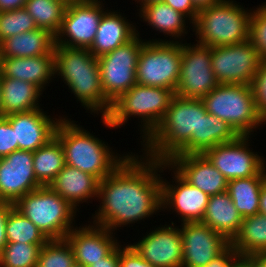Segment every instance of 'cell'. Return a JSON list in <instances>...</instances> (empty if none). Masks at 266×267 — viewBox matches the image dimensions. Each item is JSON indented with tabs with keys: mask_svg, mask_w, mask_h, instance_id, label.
Listing matches in <instances>:
<instances>
[{
	"mask_svg": "<svg viewBox=\"0 0 266 267\" xmlns=\"http://www.w3.org/2000/svg\"><path fill=\"white\" fill-rule=\"evenodd\" d=\"M171 221V225L160 224L138 242L130 245L154 267H182L181 230Z\"/></svg>",
	"mask_w": 266,
	"mask_h": 267,
	"instance_id": "ac0fdd59",
	"label": "cell"
},
{
	"mask_svg": "<svg viewBox=\"0 0 266 267\" xmlns=\"http://www.w3.org/2000/svg\"><path fill=\"white\" fill-rule=\"evenodd\" d=\"M1 116L36 110L43 92L32 83L0 77ZM40 98V99H39Z\"/></svg>",
	"mask_w": 266,
	"mask_h": 267,
	"instance_id": "4316f807",
	"label": "cell"
},
{
	"mask_svg": "<svg viewBox=\"0 0 266 267\" xmlns=\"http://www.w3.org/2000/svg\"><path fill=\"white\" fill-rule=\"evenodd\" d=\"M58 1L64 2L66 5L73 2V0H58Z\"/></svg>",
	"mask_w": 266,
	"mask_h": 267,
	"instance_id": "db71d44e",
	"label": "cell"
},
{
	"mask_svg": "<svg viewBox=\"0 0 266 267\" xmlns=\"http://www.w3.org/2000/svg\"><path fill=\"white\" fill-rule=\"evenodd\" d=\"M0 117H1V88H0Z\"/></svg>",
	"mask_w": 266,
	"mask_h": 267,
	"instance_id": "11a10c76",
	"label": "cell"
},
{
	"mask_svg": "<svg viewBox=\"0 0 266 267\" xmlns=\"http://www.w3.org/2000/svg\"><path fill=\"white\" fill-rule=\"evenodd\" d=\"M239 135L225 121L207 113H199L198 154L223 143L234 141Z\"/></svg>",
	"mask_w": 266,
	"mask_h": 267,
	"instance_id": "1f68e13d",
	"label": "cell"
},
{
	"mask_svg": "<svg viewBox=\"0 0 266 267\" xmlns=\"http://www.w3.org/2000/svg\"><path fill=\"white\" fill-rule=\"evenodd\" d=\"M14 207L32 221L48 240L65 238L76 224L77 210L49 186L27 193Z\"/></svg>",
	"mask_w": 266,
	"mask_h": 267,
	"instance_id": "ba28073f",
	"label": "cell"
},
{
	"mask_svg": "<svg viewBox=\"0 0 266 267\" xmlns=\"http://www.w3.org/2000/svg\"><path fill=\"white\" fill-rule=\"evenodd\" d=\"M130 153L100 181L96 199L100 206L92 214L93 224L113 233L161 212L160 173L166 170V162Z\"/></svg>",
	"mask_w": 266,
	"mask_h": 267,
	"instance_id": "6da1fadb",
	"label": "cell"
},
{
	"mask_svg": "<svg viewBox=\"0 0 266 267\" xmlns=\"http://www.w3.org/2000/svg\"><path fill=\"white\" fill-rule=\"evenodd\" d=\"M174 95L171 89L136 83L112 102L109 113L101 117V122L108 128L118 129L130 117L138 118V121L140 118V139L144 142L159 126Z\"/></svg>",
	"mask_w": 266,
	"mask_h": 267,
	"instance_id": "5b68a950",
	"label": "cell"
},
{
	"mask_svg": "<svg viewBox=\"0 0 266 267\" xmlns=\"http://www.w3.org/2000/svg\"><path fill=\"white\" fill-rule=\"evenodd\" d=\"M54 65L55 76L63 80L85 110L101 117L109 113L112 103L104 95L99 63L89 49L55 45Z\"/></svg>",
	"mask_w": 266,
	"mask_h": 267,
	"instance_id": "3957f363",
	"label": "cell"
},
{
	"mask_svg": "<svg viewBox=\"0 0 266 267\" xmlns=\"http://www.w3.org/2000/svg\"><path fill=\"white\" fill-rule=\"evenodd\" d=\"M182 236V267H205L225 251L231 242L202 222L180 225Z\"/></svg>",
	"mask_w": 266,
	"mask_h": 267,
	"instance_id": "2e32d148",
	"label": "cell"
},
{
	"mask_svg": "<svg viewBox=\"0 0 266 267\" xmlns=\"http://www.w3.org/2000/svg\"><path fill=\"white\" fill-rule=\"evenodd\" d=\"M66 7L64 2L58 0H27L24 8L38 28L55 36L60 30Z\"/></svg>",
	"mask_w": 266,
	"mask_h": 267,
	"instance_id": "d6a6232c",
	"label": "cell"
},
{
	"mask_svg": "<svg viewBox=\"0 0 266 267\" xmlns=\"http://www.w3.org/2000/svg\"><path fill=\"white\" fill-rule=\"evenodd\" d=\"M119 10H107L103 13L94 41L89 48L96 58L105 55L117 47L132 40L138 32L135 24H131L127 17ZM137 29V30H136Z\"/></svg>",
	"mask_w": 266,
	"mask_h": 267,
	"instance_id": "cb8c5ba5",
	"label": "cell"
},
{
	"mask_svg": "<svg viewBox=\"0 0 266 267\" xmlns=\"http://www.w3.org/2000/svg\"><path fill=\"white\" fill-rule=\"evenodd\" d=\"M73 262V249L66 238L51 239L41 248L37 267H70Z\"/></svg>",
	"mask_w": 266,
	"mask_h": 267,
	"instance_id": "d590c367",
	"label": "cell"
},
{
	"mask_svg": "<svg viewBox=\"0 0 266 267\" xmlns=\"http://www.w3.org/2000/svg\"><path fill=\"white\" fill-rule=\"evenodd\" d=\"M89 267H120L119 244L104 258Z\"/></svg>",
	"mask_w": 266,
	"mask_h": 267,
	"instance_id": "f6af8a7d",
	"label": "cell"
},
{
	"mask_svg": "<svg viewBox=\"0 0 266 267\" xmlns=\"http://www.w3.org/2000/svg\"><path fill=\"white\" fill-rule=\"evenodd\" d=\"M252 10L249 40L256 48L261 61H266V2Z\"/></svg>",
	"mask_w": 266,
	"mask_h": 267,
	"instance_id": "74e56055",
	"label": "cell"
},
{
	"mask_svg": "<svg viewBox=\"0 0 266 267\" xmlns=\"http://www.w3.org/2000/svg\"><path fill=\"white\" fill-rule=\"evenodd\" d=\"M55 36L37 28L20 33L0 42V57H35L50 54L54 50Z\"/></svg>",
	"mask_w": 266,
	"mask_h": 267,
	"instance_id": "83f0119b",
	"label": "cell"
},
{
	"mask_svg": "<svg viewBox=\"0 0 266 267\" xmlns=\"http://www.w3.org/2000/svg\"><path fill=\"white\" fill-rule=\"evenodd\" d=\"M42 108L4 116L15 131L18 150L32 151L46 145L55 137V130L62 119L47 115Z\"/></svg>",
	"mask_w": 266,
	"mask_h": 267,
	"instance_id": "d6986e66",
	"label": "cell"
},
{
	"mask_svg": "<svg viewBox=\"0 0 266 267\" xmlns=\"http://www.w3.org/2000/svg\"><path fill=\"white\" fill-rule=\"evenodd\" d=\"M265 178L266 167L258 175L228 181L227 192L242 218L259 214L260 193Z\"/></svg>",
	"mask_w": 266,
	"mask_h": 267,
	"instance_id": "f1b7e54d",
	"label": "cell"
},
{
	"mask_svg": "<svg viewBox=\"0 0 266 267\" xmlns=\"http://www.w3.org/2000/svg\"><path fill=\"white\" fill-rule=\"evenodd\" d=\"M43 246L7 242L0 252V267H37V260Z\"/></svg>",
	"mask_w": 266,
	"mask_h": 267,
	"instance_id": "e575fe53",
	"label": "cell"
},
{
	"mask_svg": "<svg viewBox=\"0 0 266 267\" xmlns=\"http://www.w3.org/2000/svg\"><path fill=\"white\" fill-rule=\"evenodd\" d=\"M240 2L222 0L199 10L192 32L196 42L210 47H221L249 40L250 16L253 9L244 8Z\"/></svg>",
	"mask_w": 266,
	"mask_h": 267,
	"instance_id": "8992f818",
	"label": "cell"
},
{
	"mask_svg": "<svg viewBox=\"0 0 266 267\" xmlns=\"http://www.w3.org/2000/svg\"><path fill=\"white\" fill-rule=\"evenodd\" d=\"M74 227L67 235L74 253V262L89 267L106 257L119 243L115 233L107 228L92 224Z\"/></svg>",
	"mask_w": 266,
	"mask_h": 267,
	"instance_id": "ffe728a7",
	"label": "cell"
},
{
	"mask_svg": "<svg viewBox=\"0 0 266 267\" xmlns=\"http://www.w3.org/2000/svg\"><path fill=\"white\" fill-rule=\"evenodd\" d=\"M138 11L140 18L143 19L141 21L148 23L147 26L149 25L153 30L155 29V31H158V33H163V35L165 34V37L170 36V38H172L171 40L158 38L148 41L180 42L183 36L185 38V34L187 36L188 30L186 28L188 25L186 26V23L188 24L189 22L187 17L174 10L163 1L145 4L139 8Z\"/></svg>",
	"mask_w": 266,
	"mask_h": 267,
	"instance_id": "d4e9b609",
	"label": "cell"
},
{
	"mask_svg": "<svg viewBox=\"0 0 266 267\" xmlns=\"http://www.w3.org/2000/svg\"><path fill=\"white\" fill-rule=\"evenodd\" d=\"M123 245L119 243L120 267H154L146 262L129 243Z\"/></svg>",
	"mask_w": 266,
	"mask_h": 267,
	"instance_id": "60d3db41",
	"label": "cell"
},
{
	"mask_svg": "<svg viewBox=\"0 0 266 267\" xmlns=\"http://www.w3.org/2000/svg\"><path fill=\"white\" fill-rule=\"evenodd\" d=\"M99 183L97 177L65 165L49 187L79 212L81 203L98 197Z\"/></svg>",
	"mask_w": 266,
	"mask_h": 267,
	"instance_id": "603a6c76",
	"label": "cell"
},
{
	"mask_svg": "<svg viewBox=\"0 0 266 267\" xmlns=\"http://www.w3.org/2000/svg\"><path fill=\"white\" fill-rule=\"evenodd\" d=\"M239 256L236 250L230 245L225 251L211 260L205 267H230L233 261Z\"/></svg>",
	"mask_w": 266,
	"mask_h": 267,
	"instance_id": "7bdbcfd3",
	"label": "cell"
},
{
	"mask_svg": "<svg viewBox=\"0 0 266 267\" xmlns=\"http://www.w3.org/2000/svg\"><path fill=\"white\" fill-rule=\"evenodd\" d=\"M260 58L250 40L221 47H211V66L219 84L252 85Z\"/></svg>",
	"mask_w": 266,
	"mask_h": 267,
	"instance_id": "4fadbf2b",
	"label": "cell"
},
{
	"mask_svg": "<svg viewBox=\"0 0 266 267\" xmlns=\"http://www.w3.org/2000/svg\"><path fill=\"white\" fill-rule=\"evenodd\" d=\"M68 116L59 121L55 137L65 153V164L97 177L109 176L129 154L115 152L107 142L95 137ZM114 151V152H113ZM116 154V155H115Z\"/></svg>",
	"mask_w": 266,
	"mask_h": 267,
	"instance_id": "277c9868",
	"label": "cell"
},
{
	"mask_svg": "<svg viewBox=\"0 0 266 267\" xmlns=\"http://www.w3.org/2000/svg\"><path fill=\"white\" fill-rule=\"evenodd\" d=\"M73 1H92V0H73Z\"/></svg>",
	"mask_w": 266,
	"mask_h": 267,
	"instance_id": "9f6ffc18",
	"label": "cell"
},
{
	"mask_svg": "<svg viewBox=\"0 0 266 267\" xmlns=\"http://www.w3.org/2000/svg\"><path fill=\"white\" fill-rule=\"evenodd\" d=\"M168 163L187 182L209 196L227 191L228 180L203 154L175 155Z\"/></svg>",
	"mask_w": 266,
	"mask_h": 267,
	"instance_id": "44dd1931",
	"label": "cell"
},
{
	"mask_svg": "<svg viewBox=\"0 0 266 267\" xmlns=\"http://www.w3.org/2000/svg\"><path fill=\"white\" fill-rule=\"evenodd\" d=\"M0 77L23 80L42 92L55 77L54 50L35 57H0Z\"/></svg>",
	"mask_w": 266,
	"mask_h": 267,
	"instance_id": "7402d4cb",
	"label": "cell"
},
{
	"mask_svg": "<svg viewBox=\"0 0 266 267\" xmlns=\"http://www.w3.org/2000/svg\"><path fill=\"white\" fill-rule=\"evenodd\" d=\"M242 220L227 191L209 196L202 223L232 242L241 229Z\"/></svg>",
	"mask_w": 266,
	"mask_h": 267,
	"instance_id": "484cf974",
	"label": "cell"
},
{
	"mask_svg": "<svg viewBox=\"0 0 266 267\" xmlns=\"http://www.w3.org/2000/svg\"><path fill=\"white\" fill-rule=\"evenodd\" d=\"M70 267H84L83 265L73 262V264Z\"/></svg>",
	"mask_w": 266,
	"mask_h": 267,
	"instance_id": "f5cc1de1",
	"label": "cell"
},
{
	"mask_svg": "<svg viewBox=\"0 0 266 267\" xmlns=\"http://www.w3.org/2000/svg\"><path fill=\"white\" fill-rule=\"evenodd\" d=\"M199 113H207L201 99L175 94L159 126L141 143L140 152L162 162L175 155L198 154Z\"/></svg>",
	"mask_w": 266,
	"mask_h": 267,
	"instance_id": "7a4b0ae2",
	"label": "cell"
},
{
	"mask_svg": "<svg viewBox=\"0 0 266 267\" xmlns=\"http://www.w3.org/2000/svg\"><path fill=\"white\" fill-rule=\"evenodd\" d=\"M18 150L16 143L15 131L9 121L4 117H0V158H3L13 151Z\"/></svg>",
	"mask_w": 266,
	"mask_h": 267,
	"instance_id": "ab89813d",
	"label": "cell"
},
{
	"mask_svg": "<svg viewBox=\"0 0 266 267\" xmlns=\"http://www.w3.org/2000/svg\"><path fill=\"white\" fill-rule=\"evenodd\" d=\"M65 165L64 149L56 137L33 152L35 177L42 186H49Z\"/></svg>",
	"mask_w": 266,
	"mask_h": 267,
	"instance_id": "4dcf8cb0",
	"label": "cell"
},
{
	"mask_svg": "<svg viewBox=\"0 0 266 267\" xmlns=\"http://www.w3.org/2000/svg\"><path fill=\"white\" fill-rule=\"evenodd\" d=\"M5 232L7 242L45 245L48 241L38 227L14 206L8 212Z\"/></svg>",
	"mask_w": 266,
	"mask_h": 267,
	"instance_id": "836d02e7",
	"label": "cell"
},
{
	"mask_svg": "<svg viewBox=\"0 0 266 267\" xmlns=\"http://www.w3.org/2000/svg\"><path fill=\"white\" fill-rule=\"evenodd\" d=\"M164 3L171 6L174 10L185 15L191 26L196 21L199 10L193 5L191 0H163Z\"/></svg>",
	"mask_w": 266,
	"mask_h": 267,
	"instance_id": "b9f144b4",
	"label": "cell"
},
{
	"mask_svg": "<svg viewBox=\"0 0 266 267\" xmlns=\"http://www.w3.org/2000/svg\"><path fill=\"white\" fill-rule=\"evenodd\" d=\"M166 169L172 170L173 179L168 182L161 176V210L177 213L181 224L202 222L209 195L187 182L168 162Z\"/></svg>",
	"mask_w": 266,
	"mask_h": 267,
	"instance_id": "9a60e30c",
	"label": "cell"
},
{
	"mask_svg": "<svg viewBox=\"0 0 266 267\" xmlns=\"http://www.w3.org/2000/svg\"><path fill=\"white\" fill-rule=\"evenodd\" d=\"M251 263V267H266V254H250L245 256Z\"/></svg>",
	"mask_w": 266,
	"mask_h": 267,
	"instance_id": "7dc6e473",
	"label": "cell"
},
{
	"mask_svg": "<svg viewBox=\"0 0 266 267\" xmlns=\"http://www.w3.org/2000/svg\"><path fill=\"white\" fill-rule=\"evenodd\" d=\"M182 42L145 41L136 67L139 85L161 87L175 92L180 79Z\"/></svg>",
	"mask_w": 266,
	"mask_h": 267,
	"instance_id": "9c48e42d",
	"label": "cell"
},
{
	"mask_svg": "<svg viewBox=\"0 0 266 267\" xmlns=\"http://www.w3.org/2000/svg\"><path fill=\"white\" fill-rule=\"evenodd\" d=\"M135 2H137V4L139 3V7L141 8L143 5L145 4H149V3H152V2H161L163 0H134Z\"/></svg>",
	"mask_w": 266,
	"mask_h": 267,
	"instance_id": "816d5d0a",
	"label": "cell"
},
{
	"mask_svg": "<svg viewBox=\"0 0 266 267\" xmlns=\"http://www.w3.org/2000/svg\"><path fill=\"white\" fill-rule=\"evenodd\" d=\"M145 41L137 32L128 43L97 58L102 90L111 103L137 83L136 67Z\"/></svg>",
	"mask_w": 266,
	"mask_h": 267,
	"instance_id": "30bf717a",
	"label": "cell"
},
{
	"mask_svg": "<svg viewBox=\"0 0 266 267\" xmlns=\"http://www.w3.org/2000/svg\"><path fill=\"white\" fill-rule=\"evenodd\" d=\"M102 0L73 1L68 4L55 45L89 49L94 41L99 21L107 10ZM105 8V9H104Z\"/></svg>",
	"mask_w": 266,
	"mask_h": 267,
	"instance_id": "7c38bea8",
	"label": "cell"
},
{
	"mask_svg": "<svg viewBox=\"0 0 266 267\" xmlns=\"http://www.w3.org/2000/svg\"><path fill=\"white\" fill-rule=\"evenodd\" d=\"M39 187L42 185L35 177L32 151L17 150L0 158V202L15 204Z\"/></svg>",
	"mask_w": 266,
	"mask_h": 267,
	"instance_id": "e0dca14e",
	"label": "cell"
},
{
	"mask_svg": "<svg viewBox=\"0 0 266 267\" xmlns=\"http://www.w3.org/2000/svg\"><path fill=\"white\" fill-rule=\"evenodd\" d=\"M191 1L198 10H201L209 6H212L213 4H216L222 0H191Z\"/></svg>",
	"mask_w": 266,
	"mask_h": 267,
	"instance_id": "681fc988",
	"label": "cell"
},
{
	"mask_svg": "<svg viewBox=\"0 0 266 267\" xmlns=\"http://www.w3.org/2000/svg\"><path fill=\"white\" fill-rule=\"evenodd\" d=\"M14 206V204L7 202H0V252L7 243L6 238V221L9 210Z\"/></svg>",
	"mask_w": 266,
	"mask_h": 267,
	"instance_id": "ee69618b",
	"label": "cell"
},
{
	"mask_svg": "<svg viewBox=\"0 0 266 267\" xmlns=\"http://www.w3.org/2000/svg\"><path fill=\"white\" fill-rule=\"evenodd\" d=\"M230 267H251V263L245 256L239 255Z\"/></svg>",
	"mask_w": 266,
	"mask_h": 267,
	"instance_id": "f907efd6",
	"label": "cell"
},
{
	"mask_svg": "<svg viewBox=\"0 0 266 267\" xmlns=\"http://www.w3.org/2000/svg\"><path fill=\"white\" fill-rule=\"evenodd\" d=\"M183 43L180 79L175 94L202 99L219 85L211 66V47L198 42Z\"/></svg>",
	"mask_w": 266,
	"mask_h": 267,
	"instance_id": "8fae6325",
	"label": "cell"
},
{
	"mask_svg": "<svg viewBox=\"0 0 266 267\" xmlns=\"http://www.w3.org/2000/svg\"><path fill=\"white\" fill-rule=\"evenodd\" d=\"M37 28L34 19L25 8L0 12V42Z\"/></svg>",
	"mask_w": 266,
	"mask_h": 267,
	"instance_id": "8d00e7d4",
	"label": "cell"
},
{
	"mask_svg": "<svg viewBox=\"0 0 266 267\" xmlns=\"http://www.w3.org/2000/svg\"><path fill=\"white\" fill-rule=\"evenodd\" d=\"M258 112L266 124V61H261L252 83Z\"/></svg>",
	"mask_w": 266,
	"mask_h": 267,
	"instance_id": "f35d334b",
	"label": "cell"
},
{
	"mask_svg": "<svg viewBox=\"0 0 266 267\" xmlns=\"http://www.w3.org/2000/svg\"><path fill=\"white\" fill-rule=\"evenodd\" d=\"M250 137L238 136L234 141L208 149L203 155L228 181L258 175L266 167V161L250 149Z\"/></svg>",
	"mask_w": 266,
	"mask_h": 267,
	"instance_id": "5bb4252c",
	"label": "cell"
},
{
	"mask_svg": "<svg viewBox=\"0 0 266 267\" xmlns=\"http://www.w3.org/2000/svg\"><path fill=\"white\" fill-rule=\"evenodd\" d=\"M259 214L266 215V178L261 187Z\"/></svg>",
	"mask_w": 266,
	"mask_h": 267,
	"instance_id": "c3c4849f",
	"label": "cell"
},
{
	"mask_svg": "<svg viewBox=\"0 0 266 267\" xmlns=\"http://www.w3.org/2000/svg\"><path fill=\"white\" fill-rule=\"evenodd\" d=\"M231 246L241 256L266 254V215L243 218L241 229Z\"/></svg>",
	"mask_w": 266,
	"mask_h": 267,
	"instance_id": "f546056e",
	"label": "cell"
},
{
	"mask_svg": "<svg viewBox=\"0 0 266 267\" xmlns=\"http://www.w3.org/2000/svg\"><path fill=\"white\" fill-rule=\"evenodd\" d=\"M201 100L209 114L225 121L239 136H252L265 125L252 85L219 84Z\"/></svg>",
	"mask_w": 266,
	"mask_h": 267,
	"instance_id": "52a82bcc",
	"label": "cell"
},
{
	"mask_svg": "<svg viewBox=\"0 0 266 267\" xmlns=\"http://www.w3.org/2000/svg\"><path fill=\"white\" fill-rule=\"evenodd\" d=\"M26 1L27 0H0V12L24 8Z\"/></svg>",
	"mask_w": 266,
	"mask_h": 267,
	"instance_id": "bcb514c9",
	"label": "cell"
}]
</instances>
